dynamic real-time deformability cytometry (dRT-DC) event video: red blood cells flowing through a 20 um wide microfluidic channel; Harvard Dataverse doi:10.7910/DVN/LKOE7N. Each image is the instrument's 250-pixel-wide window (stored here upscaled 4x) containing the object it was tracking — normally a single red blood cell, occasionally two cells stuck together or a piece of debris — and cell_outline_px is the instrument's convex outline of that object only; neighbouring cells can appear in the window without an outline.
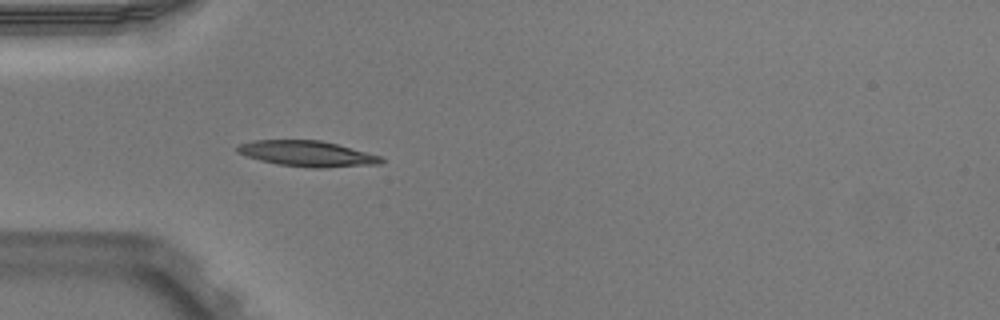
{"species": "Egyptian fruit bat (a non-hibernating species)", "species_latin": "Rousettus aegyptiacus", "temperature_condition": "warm", "stored_images_in_passage": 37, "camera_frame_rate_fps": 3000, "um_per_image_px": 0.085, "animal": {"sex": "male"}, "frame": {"image": 1, "passage_image": 1, "time_ms": 0.0, "image_size_px": [1000, 320], "cell_outline_px": [[384, 160], [380, 164], [320, 168], [312, 168], [280, 164], [260, 160], [236, 152], [236, 148], [240, 144], [256, 140], [320, 140], [384, 156]], "centroid_in_image_um": [26.16, 13.06], "position_along_channel_um": 58.8, "area_um2": 21.39}}
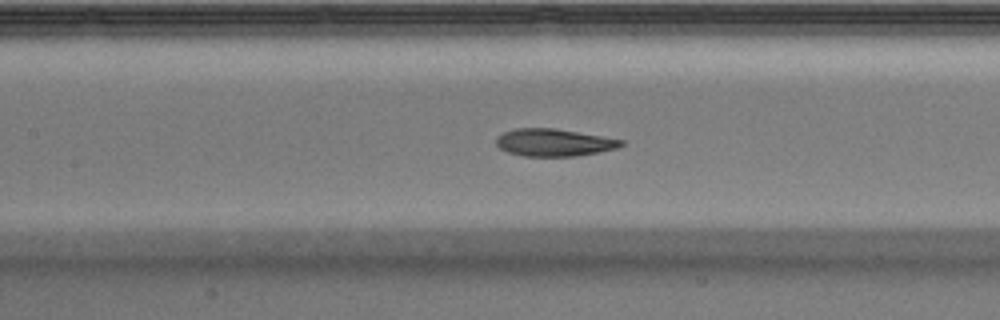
{"frame": {"image": 2, "passage_image": 9, "time_ms": 2.667, "image_size_px": [1000, 320], "cell_outline_px": [[624, 144], [616, 148], [576, 156], [524, 156], [508, 152], [500, 148], [496, 144], [496, 136], [504, 132], [516, 128], [552, 128], [624, 140]], "centroid_in_image_um": [47.03, 12.11], "position_along_channel_um": 160.4, "area_um2": 19.65}}
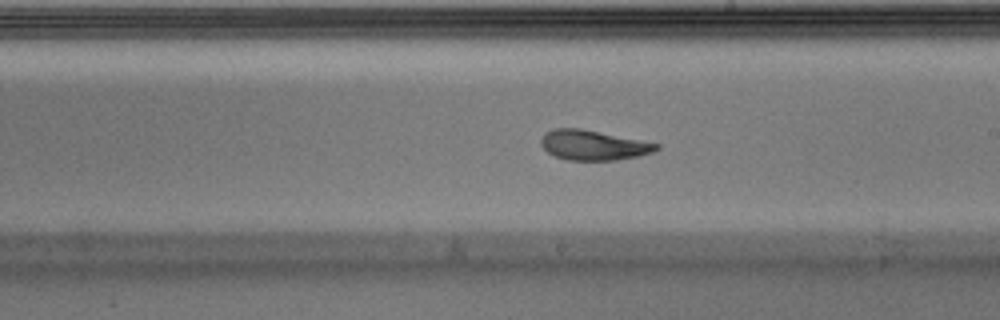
{"frame": {"image": 3, "passage_image": 15, "time_ms": 4.667, "image_size_px": [1000, 320], "cell_outline_px": [[660, 148], [652, 152], [640, 156], [616, 160], [568, 160], [552, 156], [540, 144], [540, 140], [544, 132], [552, 128], [580, 128], [660, 144]], "centroid_in_image_um": [50.39, 12.34], "position_along_channel_um": 238.6, "area_um2": 20.23}, "authors_computed_cell_mechanics": {"area_um2": 21.2704, "velocity_mm_per_s": 3.9264, "shape_relaxation_time_tau1_ms": 4.7581, "shape_relaxation_time_tau2_ms": 1.8945, "deformation_change_tau1": 0.1948, "deformation_change_tau2": 0.0895}}